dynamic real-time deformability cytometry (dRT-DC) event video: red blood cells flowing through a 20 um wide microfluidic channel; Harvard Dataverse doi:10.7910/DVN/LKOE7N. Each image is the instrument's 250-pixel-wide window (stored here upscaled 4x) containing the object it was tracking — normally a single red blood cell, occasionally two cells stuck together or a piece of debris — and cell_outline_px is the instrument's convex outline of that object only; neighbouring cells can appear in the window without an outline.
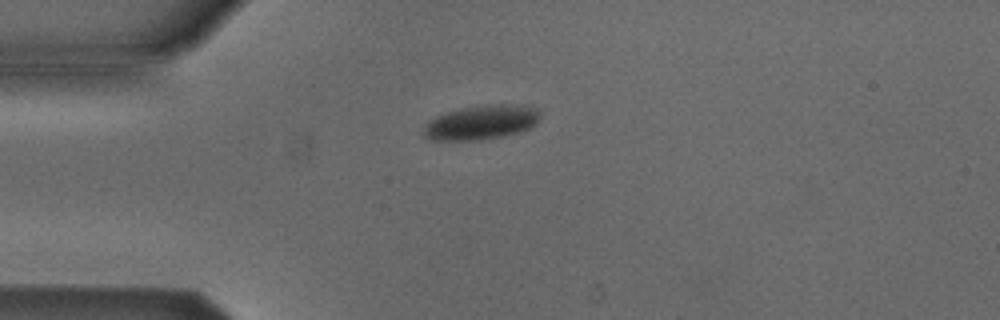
{"species": "Egyptian fruit bat (a non-hibernating species)", "species_latin": "Rousettus aegyptiacus", "temperature_condition": "cold", "stored_images_in_passage": 2, "camera_frame_rate_fps": 3000, "um_per_image_px": 0.085, "animal": {"sex": "male"}, "frame": {"image": 1, "passage_image": 1, "time_ms": 0.0, "image_size_px": [1000, 320], "cell_outline_px": [[540, 120], [536, 124], [528, 128], [516, 132], [500, 136], [476, 140], [432, 140], [424, 136], [424, 124], [428, 120], [436, 116], [460, 108], [488, 104], [520, 104], [536, 108], [540, 112]], "centroid_in_image_um": [40.91, 10.38], "position_along_channel_um": 44.1, "area_um2": 23.29}}